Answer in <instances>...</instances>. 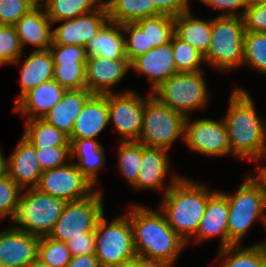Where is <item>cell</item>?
Wrapping results in <instances>:
<instances>
[{"mask_svg":"<svg viewBox=\"0 0 266 267\" xmlns=\"http://www.w3.org/2000/svg\"><path fill=\"white\" fill-rule=\"evenodd\" d=\"M53 63H86L85 47L77 45H51L49 48Z\"/></svg>","mask_w":266,"mask_h":267,"instance_id":"ee69618b","label":"cell"},{"mask_svg":"<svg viewBox=\"0 0 266 267\" xmlns=\"http://www.w3.org/2000/svg\"><path fill=\"white\" fill-rule=\"evenodd\" d=\"M28 267H50V266H48V265L42 263L40 260L36 259Z\"/></svg>","mask_w":266,"mask_h":267,"instance_id":"11a10c76","label":"cell"},{"mask_svg":"<svg viewBox=\"0 0 266 267\" xmlns=\"http://www.w3.org/2000/svg\"><path fill=\"white\" fill-rule=\"evenodd\" d=\"M188 11L190 0H150V17L160 14L177 17Z\"/></svg>","mask_w":266,"mask_h":267,"instance_id":"f6af8a7d","label":"cell"},{"mask_svg":"<svg viewBox=\"0 0 266 267\" xmlns=\"http://www.w3.org/2000/svg\"><path fill=\"white\" fill-rule=\"evenodd\" d=\"M204 4L208 6L214 7V9H218L220 11H223L220 16H238V17H243L244 12H245V3L244 0H200ZM242 8V13L240 14L238 9Z\"/></svg>","mask_w":266,"mask_h":267,"instance_id":"c3c4849f","label":"cell"},{"mask_svg":"<svg viewBox=\"0 0 266 267\" xmlns=\"http://www.w3.org/2000/svg\"><path fill=\"white\" fill-rule=\"evenodd\" d=\"M171 46L174 62L178 73L201 71V64H205L204 56L188 43L173 34Z\"/></svg>","mask_w":266,"mask_h":267,"instance_id":"d590c367","label":"cell"},{"mask_svg":"<svg viewBox=\"0 0 266 267\" xmlns=\"http://www.w3.org/2000/svg\"><path fill=\"white\" fill-rule=\"evenodd\" d=\"M43 171L36 148L23 135L8 158V176L22 189L35 188Z\"/></svg>","mask_w":266,"mask_h":267,"instance_id":"d6986e66","label":"cell"},{"mask_svg":"<svg viewBox=\"0 0 266 267\" xmlns=\"http://www.w3.org/2000/svg\"><path fill=\"white\" fill-rule=\"evenodd\" d=\"M66 242L42 236L39 238L37 259L50 267H66L71 261Z\"/></svg>","mask_w":266,"mask_h":267,"instance_id":"8d00e7d4","label":"cell"},{"mask_svg":"<svg viewBox=\"0 0 266 267\" xmlns=\"http://www.w3.org/2000/svg\"><path fill=\"white\" fill-rule=\"evenodd\" d=\"M142 31H146L147 52L171 41L174 34V17L160 14L134 22Z\"/></svg>","mask_w":266,"mask_h":267,"instance_id":"d6a6232c","label":"cell"},{"mask_svg":"<svg viewBox=\"0 0 266 267\" xmlns=\"http://www.w3.org/2000/svg\"><path fill=\"white\" fill-rule=\"evenodd\" d=\"M245 27L242 17L212 18L211 42L204 55L206 64L221 71L243 66Z\"/></svg>","mask_w":266,"mask_h":267,"instance_id":"5b68a950","label":"cell"},{"mask_svg":"<svg viewBox=\"0 0 266 267\" xmlns=\"http://www.w3.org/2000/svg\"><path fill=\"white\" fill-rule=\"evenodd\" d=\"M243 65L266 75V33L245 32Z\"/></svg>","mask_w":266,"mask_h":267,"instance_id":"e575fe53","label":"cell"},{"mask_svg":"<svg viewBox=\"0 0 266 267\" xmlns=\"http://www.w3.org/2000/svg\"><path fill=\"white\" fill-rule=\"evenodd\" d=\"M245 7H250L254 5H259V4H265L266 0H244Z\"/></svg>","mask_w":266,"mask_h":267,"instance_id":"db71d44e","label":"cell"},{"mask_svg":"<svg viewBox=\"0 0 266 267\" xmlns=\"http://www.w3.org/2000/svg\"><path fill=\"white\" fill-rule=\"evenodd\" d=\"M39 238L13 226L0 231V263L28 267L37 259Z\"/></svg>","mask_w":266,"mask_h":267,"instance_id":"9a60e30c","label":"cell"},{"mask_svg":"<svg viewBox=\"0 0 266 267\" xmlns=\"http://www.w3.org/2000/svg\"><path fill=\"white\" fill-rule=\"evenodd\" d=\"M108 124V94H92L74 122L69 140L95 139Z\"/></svg>","mask_w":266,"mask_h":267,"instance_id":"ffe728a7","label":"cell"},{"mask_svg":"<svg viewBox=\"0 0 266 267\" xmlns=\"http://www.w3.org/2000/svg\"><path fill=\"white\" fill-rule=\"evenodd\" d=\"M218 267H266V246L263 242L240 249L239 245L219 249Z\"/></svg>","mask_w":266,"mask_h":267,"instance_id":"f546056e","label":"cell"},{"mask_svg":"<svg viewBox=\"0 0 266 267\" xmlns=\"http://www.w3.org/2000/svg\"><path fill=\"white\" fill-rule=\"evenodd\" d=\"M228 200L221 191H214L208 198L204 215L193 238L200 243L213 237L220 236V248L228 246Z\"/></svg>","mask_w":266,"mask_h":267,"instance_id":"ac0fdd59","label":"cell"},{"mask_svg":"<svg viewBox=\"0 0 266 267\" xmlns=\"http://www.w3.org/2000/svg\"><path fill=\"white\" fill-rule=\"evenodd\" d=\"M21 57L13 64H21L20 86L21 93L16 97V102L29 90L53 79L54 63L49 49L33 50L25 58L23 64Z\"/></svg>","mask_w":266,"mask_h":267,"instance_id":"484cf974","label":"cell"},{"mask_svg":"<svg viewBox=\"0 0 266 267\" xmlns=\"http://www.w3.org/2000/svg\"><path fill=\"white\" fill-rule=\"evenodd\" d=\"M234 193H224L228 200V246L240 245L256 221L266 227V194L261 184L249 174Z\"/></svg>","mask_w":266,"mask_h":267,"instance_id":"277c9868","label":"cell"},{"mask_svg":"<svg viewBox=\"0 0 266 267\" xmlns=\"http://www.w3.org/2000/svg\"><path fill=\"white\" fill-rule=\"evenodd\" d=\"M108 19L118 24L150 17V0H104Z\"/></svg>","mask_w":266,"mask_h":267,"instance_id":"1f68e13d","label":"cell"},{"mask_svg":"<svg viewBox=\"0 0 266 267\" xmlns=\"http://www.w3.org/2000/svg\"><path fill=\"white\" fill-rule=\"evenodd\" d=\"M92 95L87 89L66 90L60 102H58L46 115L43 120L70 136L73 125L86 102Z\"/></svg>","mask_w":266,"mask_h":267,"instance_id":"d4e9b609","label":"cell"},{"mask_svg":"<svg viewBox=\"0 0 266 267\" xmlns=\"http://www.w3.org/2000/svg\"><path fill=\"white\" fill-rule=\"evenodd\" d=\"M0 267H9V266H5V265H3V264L0 263Z\"/></svg>","mask_w":266,"mask_h":267,"instance_id":"9f6ffc18","label":"cell"},{"mask_svg":"<svg viewBox=\"0 0 266 267\" xmlns=\"http://www.w3.org/2000/svg\"><path fill=\"white\" fill-rule=\"evenodd\" d=\"M15 27L3 25L0 29V65L16 62L23 55Z\"/></svg>","mask_w":266,"mask_h":267,"instance_id":"ab89813d","label":"cell"},{"mask_svg":"<svg viewBox=\"0 0 266 267\" xmlns=\"http://www.w3.org/2000/svg\"><path fill=\"white\" fill-rule=\"evenodd\" d=\"M86 63L54 64L53 79L65 90L85 89Z\"/></svg>","mask_w":266,"mask_h":267,"instance_id":"74e56055","label":"cell"},{"mask_svg":"<svg viewBox=\"0 0 266 267\" xmlns=\"http://www.w3.org/2000/svg\"><path fill=\"white\" fill-rule=\"evenodd\" d=\"M125 36L121 24L108 20L98 34L85 45L86 57L101 56L110 60H128Z\"/></svg>","mask_w":266,"mask_h":267,"instance_id":"cb8c5ba5","label":"cell"},{"mask_svg":"<svg viewBox=\"0 0 266 267\" xmlns=\"http://www.w3.org/2000/svg\"><path fill=\"white\" fill-rule=\"evenodd\" d=\"M72 257L95 253L94 233H84V237L71 238L66 241Z\"/></svg>","mask_w":266,"mask_h":267,"instance_id":"7dc6e473","label":"cell"},{"mask_svg":"<svg viewBox=\"0 0 266 267\" xmlns=\"http://www.w3.org/2000/svg\"><path fill=\"white\" fill-rule=\"evenodd\" d=\"M184 141L191 151L206 156L231 155L228 132L223 121L210 118H200L191 122L185 120Z\"/></svg>","mask_w":266,"mask_h":267,"instance_id":"4fadbf2b","label":"cell"},{"mask_svg":"<svg viewBox=\"0 0 266 267\" xmlns=\"http://www.w3.org/2000/svg\"><path fill=\"white\" fill-rule=\"evenodd\" d=\"M118 170L121 176L133 186L137 181L141 165L142 143L138 141L121 142L118 144Z\"/></svg>","mask_w":266,"mask_h":267,"instance_id":"836d02e7","label":"cell"},{"mask_svg":"<svg viewBox=\"0 0 266 267\" xmlns=\"http://www.w3.org/2000/svg\"><path fill=\"white\" fill-rule=\"evenodd\" d=\"M212 19L195 18L191 11L174 17V34L197 49L203 56L208 52L211 42Z\"/></svg>","mask_w":266,"mask_h":267,"instance_id":"83f0119b","label":"cell"},{"mask_svg":"<svg viewBox=\"0 0 266 267\" xmlns=\"http://www.w3.org/2000/svg\"><path fill=\"white\" fill-rule=\"evenodd\" d=\"M103 194L96 190L87 198L66 202L62 214L48 237L63 242L94 233L99 218L104 214Z\"/></svg>","mask_w":266,"mask_h":267,"instance_id":"30bf717a","label":"cell"},{"mask_svg":"<svg viewBox=\"0 0 266 267\" xmlns=\"http://www.w3.org/2000/svg\"><path fill=\"white\" fill-rule=\"evenodd\" d=\"M23 189L8 175L0 178V219L15 217Z\"/></svg>","mask_w":266,"mask_h":267,"instance_id":"f35d334b","label":"cell"},{"mask_svg":"<svg viewBox=\"0 0 266 267\" xmlns=\"http://www.w3.org/2000/svg\"><path fill=\"white\" fill-rule=\"evenodd\" d=\"M257 169V174H253L252 176L261 184L262 189L266 194V165H260Z\"/></svg>","mask_w":266,"mask_h":267,"instance_id":"816d5d0a","label":"cell"},{"mask_svg":"<svg viewBox=\"0 0 266 267\" xmlns=\"http://www.w3.org/2000/svg\"><path fill=\"white\" fill-rule=\"evenodd\" d=\"M39 0H0V24L14 26Z\"/></svg>","mask_w":266,"mask_h":267,"instance_id":"60d3db41","label":"cell"},{"mask_svg":"<svg viewBox=\"0 0 266 267\" xmlns=\"http://www.w3.org/2000/svg\"><path fill=\"white\" fill-rule=\"evenodd\" d=\"M37 158L42 171L65 166L71 159V146L36 148Z\"/></svg>","mask_w":266,"mask_h":267,"instance_id":"b9f144b4","label":"cell"},{"mask_svg":"<svg viewBox=\"0 0 266 267\" xmlns=\"http://www.w3.org/2000/svg\"><path fill=\"white\" fill-rule=\"evenodd\" d=\"M229 107L222 118L228 132L231 154L255 162L266 158V121L258 116L248 91L232 90Z\"/></svg>","mask_w":266,"mask_h":267,"instance_id":"6da1fadb","label":"cell"},{"mask_svg":"<svg viewBox=\"0 0 266 267\" xmlns=\"http://www.w3.org/2000/svg\"><path fill=\"white\" fill-rule=\"evenodd\" d=\"M146 97L133 90L108 93V122L120 135L121 142L138 141Z\"/></svg>","mask_w":266,"mask_h":267,"instance_id":"8fae6325","label":"cell"},{"mask_svg":"<svg viewBox=\"0 0 266 267\" xmlns=\"http://www.w3.org/2000/svg\"><path fill=\"white\" fill-rule=\"evenodd\" d=\"M65 204L64 199L53 197L36 188L23 189L13 227L39 237L48 236Z\"/></svg>","mask_w":266,"mask_h":267,"instance_id":"52a82bcc","label":"cell"},{"mask_svg":"<svg viewBox=\"0 0 266 267\" xmlns=\"http://www.w3.org/2000/svg\"><path fill=\"white\" fill-rule=\"evenodd\" d=\"M71 144V159L78 158L74 163L80 172L96 187L98 172L106 164L105 148L100 142L91 138L69 140Z\"/></svg>","mask_w":266,"mask_h":267,"instance_id":"4316f807","label":"cell"},{"mask_svg":"<svg viewBox=\"0 0 266 267\" xmlns=\"http://www.w3.org/2000/svg\"><path fill=\"white\" fill-rule=\"evenodd\" d=\"M52 25L40 4L24 15L14 25L22 49L31 44L35 51L47 50L52 45Z\"/></svg>","mask_w":266,"mask_h":267,"instance_id":"7402d4cb","label":"cell"},{"mask_svg":"<svg viewBox=\"0 0 266 267\" xmlns=\"http://www.w3.org/2000/svg\"><path fill=\"white\" fill-rule=\"evenodd\" d=\"M66 267H101L95 254L71 257Z\"/></svg>","mask_w":266,"mask_h":267,"instance_id":"681fc988","label":"cell"},{"mask_svg":"<svg viewBox=\"0 0 266 267\" xmlns=\"http://www.w3.org/2000/svg\"><path fill=\"white\" fill-rule=\"evenodd\" d=\"M169 150L161 147H148L142 144L141 165L134 189H157L161 190L164 179L169 172ZM163 186V187H162Z\"/></svg>","mask_w":266,"mask_h":267,"instance_id":"603a6c76","label":"cell"},{"mask_svg":"<svg viewBox=\"0 0 266 267\" xmlns=\"http://www.w3.org/2000/svg\"><path fill=\"white\" fill-rule=\"evenodd\" d=\"M129 217L137 256L161 260L172 267L187 243L168 225L163 212L131 204Z\"/></svg>","mask_w":266,"mask_h":267,"instance_id":"7a4b0ae2","label":"cell"},{"mask_svg":"<svg viewBox=\"0 0 266 267\" xmlns=\"http://www.w3.org/2000/svg\"><path fill=\"white\" fill-rule=\"evenodd\" d=\"M35 148L71 146L69 136L42 118L25 120L22 134Z\"/></svg>","mask_w":266,"mask_h":267,"instance_id":"4dcf8cb0","label":"cell"},{"mask_svg":"<svg viewBox=\"0 0 266 267\" xmlns=\"http://www.w3.org/2000/svg\"><path fill=\"white\" fill-rule=\"evenodd\" d=\"M131 69L147 76L151 92L161 83L178 73L174 62L171 41L152 48L131 62Z\"/></svg>","mask_w":266,"mask_h":267,"instance_id":"e0dca14e","label":"cell"},{"mask_svg":"<svg viewBox=\"0 0 266 267\" xmlns=\"http://www.w3.org/2000/svg\"><path fill=\"white\" fill-rule=\"evenodd\" d=\"M185 120L183 114L159 102L149 93L145 99L138 142L144 146L169 150L179 137L184 141Z\"/></svg>","mask_w":266,"mask_h":267,"instance_id":"ba28073f","label":"cell"},{"mask_svg":"<svg viewBox=\"0 0 266 267\" xmlns=\"http://www.w3.org/2000/svg\"><path fill=\"white\" fill-rule=\"evenodd\" d=\"M150 93L185 117H189L190 111L205 108L210 98L202 70L177 73Z\"/></svg>","mask_w":266,"mask_h":267,"instance_id":"9c48e42d","label":"cell"},{"mask_svg":"<svg viewBox=\"0 0 266 267\" xmlns=\"http://www.w3.org/2000/svg\"><path fill=\"white\" fill-rule=\"evenodd\" d=\"M94 237V254L101 267H127L137 256L132 226L126 213L111 222L103 214L96 224Z\"/></svg>","mask_w":266,"mask_h":267,"instance_id":"8992f818","label":"cell"},{"mask_svg":"<svg viewBox=\"0 0 266 267\" xmlns=\"http://www.w3.org/2000/svg\"><path fill=\"white\" fill-rule=\"evenodd\" d=\"M127 267H172V266L161 260L146 259L140 256H135Z\"/></svg>","mask_w":266,"mask_h":267,"instance_id":"f907efd6","label":"cell"},{"mask_svg":"<svg viewBox=\"0 0 266 267\" xmlns=\"http://www.w3.org/2000/svg\"><path fill=\"white\" fill-rule=\"evenodd\" d=\"M125 33L126 58L131 63L138 56L147 53L146 31H142L135 23L122 25Z\"/></svg>","mask_w":266,"mask_h":267,"instance_id":"7bdbcfd3","label":"cell"},{"mask_svg":"<svg viewBox=\"0 0 266 267\" xmlns=\"http://www.w3.org/2000/svg\"><path fill=\"white\" fill-rule=\"evenodd\" d=\"M66 90L54 79L44 82L25 93L14 110L20 112L25 120L43 118L60 100Z\"/></svg>","mask_w":266,"mask_h":267,"instance_id":"44dd1931","label":"cell"},{"mask_svg":"<svg viewBox=\"0 0 266 267\" xmlns=\"http://www.w3.org/2000/svg\"><path fill=\"white\" fill-rule=\"evenodd\" d=\"M108 20L106 6L74 19L63 20L61 25L52 30V45L85 47Z\"/></svg>","mask_w":266,"mask_h":267,"instance_id":"5bb4252c","label":"cell"},{"mask_svg":"<svg viewBox=\"0 0 266 267\" xmlns=\"http://www.w3.org/2000/svg\"><path fill=\"white\" fill-rule=\"evenodd\" d=\"M8 175V159L4 157L0 146V178Z\"/></svg>","mask_w":266,"mask_h":267,"instance_id":"f5cc1de1","label":"cell"},{"mask_svg":"<svg viewBox=\"0 0 266 267\" xmlns=\"http://www.w3.org/2000/svg\"><path fill=\"white\" fill-rule=\"evenodd\" d=\"M35 188L66 202L87 198L96 191L92 182L72 161L65 166L43 171Z\"/></svg>","mask_w":266,"mask_h":267,"instance_id":"7c38bea8","label":"cell"},{"mask_svg":"<svg viewBox=\"0 0 266 267\" xmlns=\"http://www.w3.org/2000/svg\"><path fill=\"white\" fill-rule=\"evenodd\" d=\"M130 68L128 60L88 57L85 68L86 87L92 94L112 93V87L124 78Z\"/></svg>","mask_w":266,"mask_h":267,"instance_id":"2e32d148","label":"cell"},{"mask_svg":"<svg viewBox=\"0 0 266 267\" xmlns=\"http://www.w3.org/2000/svg\"><path fill=\"white\" fill-rule=\"evenodd\" d=\"M163 189L159 209L168 225L187 243L196 234L204 215L208 198L214 193L203 183L173 174Z\"/></svg>","mask_w":266,"mask_h":267,"instance_id":"3957f363","label":"cell"},{"mask_svg":"<svg viewBox=\"0 0 266 267\" xmlns=\"http://www.w3.org/2000/svg\"><path fill=\"white\" fill-rule=\"evenodd\" d=\"M52 24L77 18L105 6L103 0H39Z\"/></svg>","mask_w":266,"mask_h":267,"instance_id":"f1b7e54d","label":"cell"},{"mask_svg":"<svg viewBox=\"0 0 266 267\" xmlns=\"http://www.w3.org/2000/svg\"><path fill=\"white\" fill-rule=\"evenodd\" d=\"M242 18L245 32L266 33V3L247 7Z\"/></svg>","mask_w":266,"mask_h":267,"instance_id":"bcb514c9","label":"cell"}]
</instances>
